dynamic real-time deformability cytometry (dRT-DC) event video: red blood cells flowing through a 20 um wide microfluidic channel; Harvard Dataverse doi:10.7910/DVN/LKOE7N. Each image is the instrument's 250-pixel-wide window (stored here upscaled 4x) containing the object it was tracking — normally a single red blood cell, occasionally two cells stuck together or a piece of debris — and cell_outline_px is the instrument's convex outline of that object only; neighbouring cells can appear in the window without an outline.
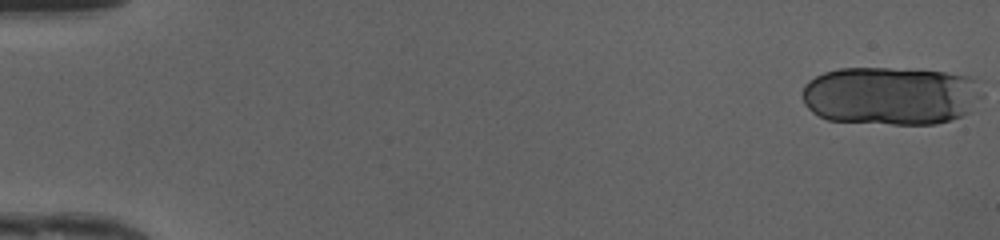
{"species": "human", "species_latin": "Homo sapiens", "temperature_condition": "cold", "stored_images_in_passage": 48, "camera_frame_rate_fps": 3000, "um_per_image_px": 0.085, "donor": {"sex": "female"}, "frame": {"image": 1, "passage_image": 1, "time_ms": 0.0, "image_size_px": [1000, 240], "cell_outline_px": [[984, 96], [972, 112], [964, 116], [952, 120], [936, 124], [892, 124], [828, 120], [812, 112], [804, 104], [804, 84], [808, 80], [824, 72], [840, 68], [888, 68], [944, 72], [972, 76], [984, 80]], "centroid_in_image_um": [75.86, 8.13], "position_along_channel_um": 9.1, "area_um2": 62.54}}
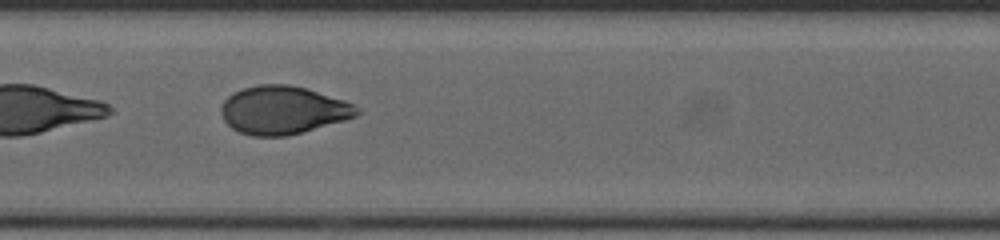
{"frame": {"image": 2, "passage_image": 26, "time_ms": 8.333, "image_size_px": [1000, 240], "cell_outline_px": [[360, 112], [356, 116], [344, 120], [288, 136], [252, 136], [240, 132], [232, 128], [224, 120], [220, 112], [220, 108], [224, 100], [232, 92], [244, 88], [260, 84], [288, 84], [308, 88], [344, 100], [360, 108]], "centroid_in_image_um": [24.04, 9.35], "position_along_channel_um": 183.4, "area_um2": 38.15}}
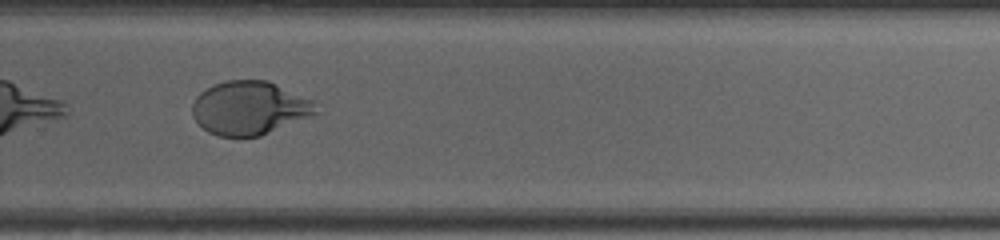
{"frame": {"image": 3, "passage_image": 35, "time_ms": 11.333, "image_size_px": [1000, 240], "cell_outline_px": [[320, 112], [312, 116], [260, 136], [220, 136], [208, 132], [192, 116], [192, 104], [196, 96], [200, 92], [212, 84], [228, 80], [268, 80], [312, 100]], "centroid_in_image_um": [21.2, 9.17], "position_along_channel_um": 308.6, "area_um2": 38.61}, "authors_computed_cell_mechanics": {"area_um2": 45.9799, "velocity_mm_per_s": 4.1904, "shape_relaxation_time_tau1_ms": 3.1412, "shape_relaxation_time_tau2_ms": null, "deformation_change_tau1": 0.1773, "deformation_change_tau2": null}}